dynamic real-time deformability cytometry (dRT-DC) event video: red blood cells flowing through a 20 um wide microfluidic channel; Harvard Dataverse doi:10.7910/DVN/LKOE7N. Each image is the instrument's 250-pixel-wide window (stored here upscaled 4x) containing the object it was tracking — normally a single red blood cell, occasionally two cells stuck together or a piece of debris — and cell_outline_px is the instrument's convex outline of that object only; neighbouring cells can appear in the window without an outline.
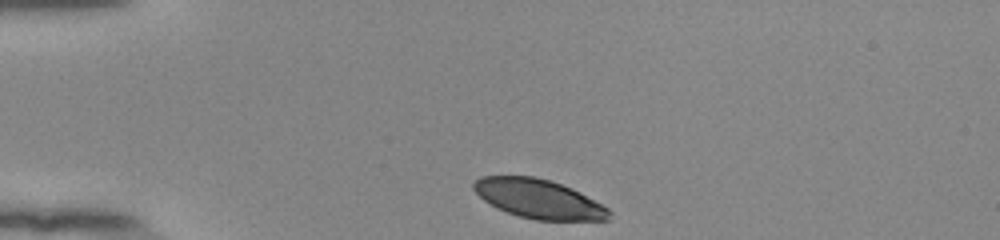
{"species": "human", "species_latin": "Homo sapiens", "temperature_condition": "room temperature", "stored_images_in_passage": 34, "camera_frame_rate_fps": 3000, "um_per_image_px": 0.085, "donor": {"sex": "female"}, "frame": {"image": 1, "passage_image": 1, "time_ms": 0.0, "image_size_px": [1000, 240], "cell_outline_px": [[612, 212], [608, 220], [536, 220], [520, 216], [496, 208], [484, 200], [472, 188], [472, 184], [480, 176], [536, 176], [572, 188], [580, 192], [608, 208]], "centroid_in_image_um": [45.78, 16.9], "position_along_channel_um": 39.2, "area_um2": 30.69}}
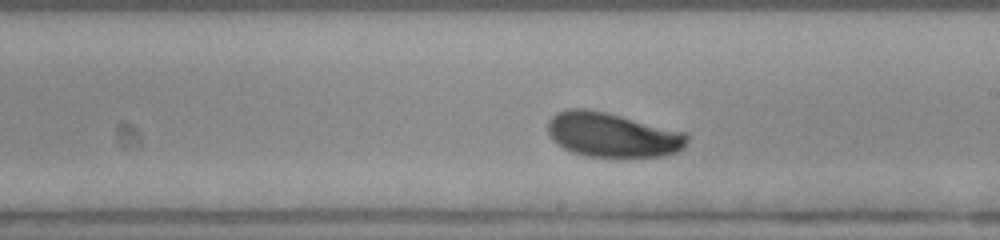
{"frame": {"image": 2, "passage_image": 20, "time_ms": 6.333, "image_size_px": [1000, 240], "cell_outline_px": [[688, 140], [684, 148], [676, 152], [660, 156], [588, 156], [572, 152], [556, 144], [552, 140], [548, 132], [548, 120], [556, 112], [568, 108], [584, 108], [604, 112], [688, 132]], "centroid_in_image_um": [52.04, 11.45], "position_along_channel_um": 237.0, "area_um2": 36.07}}
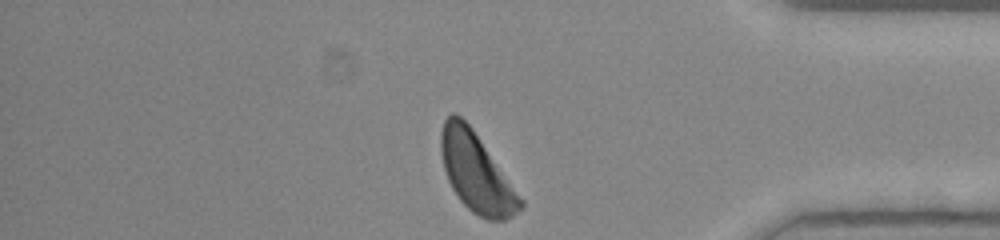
{"frame": {"image": 3, "passage_image": 34, "time_ms": 11.0, "image_size_px": [1000, 240], "cell_outline_px": [[524, 208], [512, 216], [504, 220], [488, 220], [472, 212], [460, 200], [452, 188], [448, 180], [444, 168], [440, 152], [440, 132], [444, 120], [452, 112], [456, 112], [472, 128], [524, 200]], "centroid_in_image_um": [40.49, 14.67], "position_along_channel_um": 394.7, "area_um2": 36.36}, "authors_computed_cell_mechanics": {"area_um2": 35.3158, "velocity_mm_per_s": 3.8386, "shape_relaxation_time_tau1_ms": 2.0198, "shape_relaxation_time_tau2_ms": null, "deformation_change_tau1": 0.0991, "deformation_change_tau2": null}}